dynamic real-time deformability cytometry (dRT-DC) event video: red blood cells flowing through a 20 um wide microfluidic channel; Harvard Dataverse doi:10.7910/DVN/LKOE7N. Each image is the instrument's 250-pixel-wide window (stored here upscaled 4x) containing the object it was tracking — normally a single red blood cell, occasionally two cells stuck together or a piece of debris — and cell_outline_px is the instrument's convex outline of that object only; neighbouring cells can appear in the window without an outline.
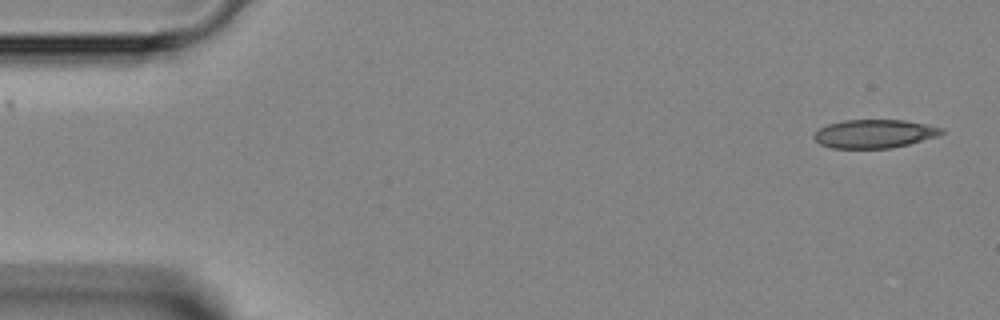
{"species": "Egyptian fruit bat (a non-hibernating species)", "species_latin": "Rousettus aegyptiacus", "temperature_condition": "room temperature", "stored_images_in_passage": 45, "camera_frame_rate_fps": 3000, "um_per_image_px": 0.085, "animal": {"sex": "female"}, "frame": {"image": 1, "passage_image": 1, "time_ms": 0.0, "image_size_px": [1000, 320], "cell_outline_px": [[944, 132], [936, 136], [908, 144], [892, 148], [832, 148], [820, 144], [812, 136], [820, 128], [828, 124], [844, 120], [904, 120], [944, 128]], "centroid_in_image_um": [74.3, 11.37], "position_along_channel_um": 10.7, "area_um2": 20.98}}
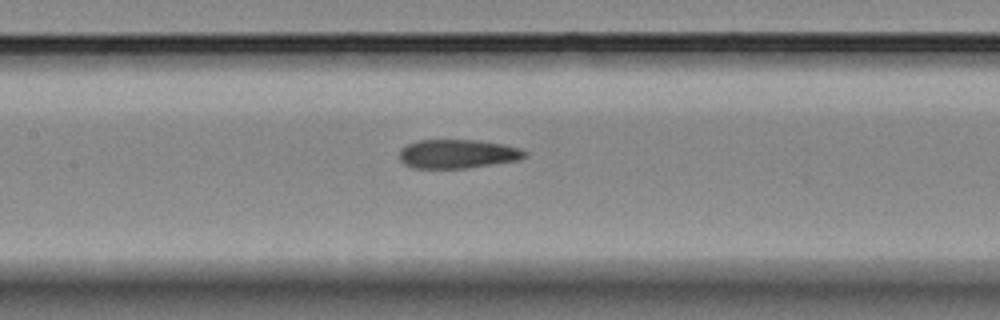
{"frame": {"image": 2, "passage_image": 20, "time_ms": 6.333, "image_size_px": [1000, 320], "cell_outline_px": [[528, 156], [520, 160], [464, 168], [412, 168], [404, 164], [400, 160], [400, 148], [408, 144], [420, 140], [476, 140], [504, 144], [520, 148], [528, 152]], "centroid_in_image_um": [38.92, 13.08], "position_along_channel_um": 168.5, "area_um2": 21.21}}
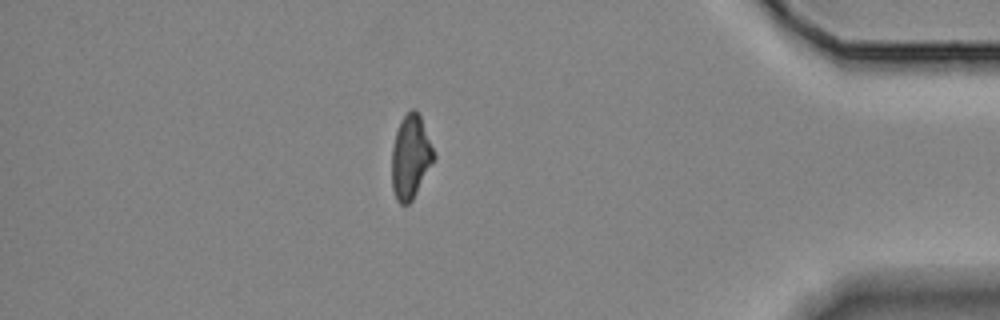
{"frame": {"image": 3, "passage_image": 39, "time_ms": 12.667, "image_size_px": [1000, 320], "cell_outline_px": [[436, 156], [412, 200], [408, 204], [400, 204], [396, 200], [392, 188], [392, 148], [396, 132], [400, 120], [412, 108], [416, 108], [420, 116]], "centroid_in_image_um": [34.88, 13.34], "position_along_channel_um": 400.3, "area_um2": 20.29}}